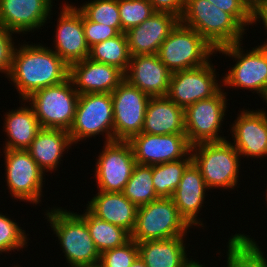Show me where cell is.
I'll return each mask as SVG.
<instances>
[{"instance_id": "1", "label": "cell", "mask_w": 267, "mask_h": 267, "mask_svg": "<svg viewBox=\"0 0 267 267\" xmlns=\"http://www.w3.org/2000/svg\"><path fill=\"white\" fill-rule=\"evenodd\" d=\"M24 41L16 45L12 68L6 77L19 93L20 100L69 78V66L50 46Z\"/></svg>"}, {"instance_id": "2", "label": "cell", "mask_w": 267, "mask_h": 267, "mask_svg": "<svg viewBox=\"0 0 267 267\" xmlns=\"http://www.w3.org/2000/svg\"><path fill=\"white\" fill-rule=\"evenodd\" d=\"M44 216L62 248L68 267L98 266L100 253L90 235L85 221L77 214L62 207H50Z\"/></svg>"}, {"instance_id": "3", "label": "cell", "mask_w": 267, "mask_h": 267, "mask_svg": "<svg viewBox=\"0 0 267 267\" xmlns=\"http://www.w3.org/2000/svg\"><path fill=\"white\" fill-rule=\"evenodd\" d=\"M180 22L197 31L215 50L244 40L246 29L208 0H185Z\"/></svg>"}, {"instance_id": "4", "label": "cell", "mask_w": 267, "mask_h": 267, "mask_svg": "<svg viewBox=\"0 0 267 267\" xmlns=\"http://www.w3.org/2000/svg\"><path fill=\"white\" fill-rule=\"evenodd\" d=\"M191 155L210 191L239 188L242 157L230 141L194 144Z\"/></svg>"}, {"instance_id": "5", "label": "cell", "mask_w": 267, "mask_h": 267, "mask_svg": "<svg viewBox=\"0 0 267 267\" xmlns=\"http://www.w3.org/2000/svg\"><path fill=\"white\" fill-rule=\"evenodd\" d=\"M242 43L243 41L216 50V54L219 52L236 62L219 81L224 85L223 88L256 92L263 103L267 104V50L258 45L245 52Z\"/></svg>"}, {"instance_id": "6", "label": "cell", "mask_w": 267, "mask_h": 267, "mask_svg": "<svg viewBox=\"0 0 267 267\" xmlns=\"http://www.w3.org/2000/svg\"><path fill=\"white\" fill-rule=\"evenodd\" d=\"M191 227L181 217L171 197L138 207L131 239L136 243L188 236Z\"/></svg>"}, {"instance_id": "7", "label": "cell", "mask_w": 267, "mask_h": 267, "mask_svg": "<svg viewBox=\"0 0 267 267\" xmlns=\"http://www.w3.org/2000/svg\"><path fill=\"white\" fill-rule=\"evenodd\" d=\"M79 93L70 78L34 92L25 101L33 108L41 128L69 132L75 118Z\"/></svg>"}, {"instance_id": "8", "label": "cell", "mask_w": 267, "mask_h": 267, "mask_svg": "<svg viewBox=\"0 0 267 267\" xmlns=\"http://www.w3.org/2000/svg\"><path fill=\"white\" fill-rule=\"evenodd\" d=\"M113 121L111 93L79 94L74 122L68 132L73 146L97 135L104 136V142L114 141Z\"/></svg>"}, {"instance_id": "9", "label": "cell", "mask_w": 267, "mask_h": 267, "mask_svg": "<svg viewBox=\"0 0 267 267\" xmlns=\"http://www.w3.org/2000/svg\"><path fill=\"white\" fill-rule=\"evenodd\" d=\"M216 50L195 30L179 22L160 46V61L173 73L203 66Z\"/></svg>"}, {"instance_id": "10", "label": "cell", "mask_w": 267, "mask_h": 267, "mask_svg": "<svg viewBox=\"0 0 267 267\" xmlns=\"http://www.w3.org/2000/svg\"><path fill=\"white\" fill-rule=\"evenodd\" d=\"M3 153L5 184L12 199L28 202L33 206L41 204L47 174L27 150L7 149L3 150Z\"/></svg>"}, {"instance_id": "11", "label": "cell", "mask_w": 267, "mask_h": 267, "mask_svg": "<svg viewBox=\"0 0 267 267\" xmlns=\"http://www.w3.org/2000/svg\"><path fill=\"white\" fill-rule=\"evenodd\" d=\"M224 91L223 88L211 98L197 101L184 109L185 134L191 145L227 140V136L221 135L228 109V95Z\"/></svg>"}, {"instance_id": "12", "label": "cell", "mask_w": 267, "mask_h": 267, "mask_svg": "<svg viewBox=\"0 0 267 267\" xmlns=\"http://www.w3.org/2000/svg\"><path fill=\"white\" fill-rule=\"evenodd\" d=\"M103 143L94 168L96 188L104 192H123L137 164L132 147L128 141L123 140Z\"/></svg>"}, {"instance_id": "13", "label": "cell", "mask_w": 267, "mask_h": 267, "mask_svg": "<svg viewBox=\"0 0 267 267\" xmlns=\"http://www.w3.org/2000/svg\"><path fill=\"white\" fill-rule=\"evenodd\" d=\"M211 63L212 61L196 68L173 72L166 96L185 109L197 101L216 95L223 84L216 78L220 74Z\"/></svg>"}, {"instance_id": "14", "label": "cell", "mask_w": 267, "mask_h": 267, "mask_svg": "<svg viewBox=\"0 0 267 267\" xmlns=\"http://www.w3.org/2000/svg\"><path fill=\"white\" fill-rule=\"evenodd\" d=\"M114 141H128L141 133L150 96L124 80L111 93Z\"/></svg>"}, {"instance_id": "15", "label": "cell", "mask_w": 267, "mask_h": 267, "mask_svg": "<svg viewBox=\"0 0 267 267\" xmlns=\"http://www.w3.org/2000/svg\"><path fill=\"white\" fill-rule=\"evenodd\" d=\"M65 2L67 3H61L62 5L59 7L61 10L58 12L57 26L54 30L55 36H53L54 45L51 49L70 66L88 58L90 48L85 40L83 13L75 3Z\"/></svg>"}, {"instance_id": "16", "label": "cell", "mask_w": 267, "mask_h": 267, "mask_svg": "<svg viewBox=\"0 0 267 267\" xmlns=\"http://www.w3.org/2000/svg\"><path fill=\"white\" fill-rule=\"evenodd\" d=\"M128 142L136 163L149 166L186 158L192 147L186 134L153 135L141 132Z\"/></svg>"}, {"instance_id": "17", "label": "cell", "mask_w": 267, "mask_h": 267, "mask_svg": "<svg viewBox=\"0 0 267 267\" xmlns=\"http://www.w3.org/2000/svg\"><path fill=\"white\" fill-rule=\"evenodd\" d=\"M237 116L229 124L233 138L230 143L243 158L259 160L267 157V110L242 108Z\"/></svg>"}, {"instance_id": "18", "label": "cell", "mask_w": 267, "mask_h": 267, "mask_svg": "<svg viewBox=\"0 0 267 267\" xmlns=\"http://www.w3.org/2000/svg\"><path fill=\"white\" fill-rule=\"evenodd\" d=\"M53 3V0H0V24L22 36L39 32L52 19Z\"/></svg>"}, {"instance_id": "19", "label": "cell", "mask_w": 267, "mask_h": 267, "mask_svg": "<svg viewBox=\"0 0 267 267\" xmlns=\"http://www.w3.org/2000/svg\"><path fill=\"white\" fill-rule=\"evenodd\" d=\"M179 22L180 18L172 13L155 11L125 32L130 55L158 54L161 44Z\"/></svg>"}, {"instance_id": "20", "label": "cell", "mask_w": 267, "mask_h": 267, "mask_svg": "<svg viewBox=\"0 0 267 267\" xmlns=\"http://www.w3.org/2000/svg\"><path fill=\"white\" fill-rule=\"evenodd\" d=\"M69 78L79 94L112 93L125 80L119 68L90 58L71 64Z\"/></svg>"}, {"instance_id": "21", "label": "cell", "mask_w": 267, "mask_h": 267, "mask_svg": "<svg viewBox=\"0 0 267 267\" xmlns=\"http://www.w3.org/2000/svg\"><path fill=\"white\" fill-rule=\"evenodd\" d=\"M210 190L205 184L200 170L192 161L185 169L178 187L172 195L174 204L179 214L191 228L197 227L204 230V220L198 215L204 208V200ZM202 220V221H201ZM201 226V227H200Z\"/></svg>"}, {"instance_id": "22", "label": "cell", "mask_w": 267, "mask_h": 267, "mask_svg": "<svg viewBox=\"0 0 267 267\" xmlns=\"http://www.w3.org/2000/svg\"><path fill=\"white\" fill-rule=\"evenodd\" d=\"M172 72L160 61L158 54L131 56L125 80L150 97L166 96Z\"/></svg>"}, {"instance_id": "23", "label": "cell", "mask_w": 267, "mask_h": 267, "mask_svg": "<svg viewBox=\"0 0 267 267\" xmlns=\"http://www.w3.org/2000/svg\"><path fill=\"white\" fill-rule=\"evenodd\" d=\"M186 240V236H178L172 239L139 242V257L147 267H195L199 261L187 257Z\"/></svg>"}, {"instance_id": "24", "label": "cell", "mask_w": 267, "mask_h": 267, "mask_svg": "<svg viewBox=\"0 0 267 267\" xmlns=\"http://www.w3.org/2000/svg\"><path fill=\"white\" fill-rule=\"evenodd\" d=\"M93 196L86 208L97 218L121 227L131 235L136 225L138 207L122 192L98 191Z\"/></svg>"}, {"instance_id": "25", "label": "cell", "mask_w": 267, "mask_h": 267, "mask_svg": "<svg viewBox=\"0 0 267 267\" xmlns=\"http://www.w3.org/2000/svg\"><path fill=\"white\" fill-rule=\"evenodd\" d=\"M141 132L153 135L185 134L184 108L167 96L151 97Z\"/></svg>"}, {"instance_id": "26", "label": "cell", "mask_w": 267, "mask_h": 267, "mask_svg": "<svg viewBox=\"0 0 267 267\" xmlns=\"http://www.w3.org/2000/svg\"><path fill=\"white\" fill-rule=\"evenodd\" d=\"M72 146L68 131L42 128L26 150L44 173H53Z\"/></svg>"}, {"instance_id": "27", "label": "cell", "mask_w": 267, "mask_h": 267, "mask_svg": "<svg viewBox=\"0 0 267 267\" xmlns=\"http://www.w3.org/2000/svg\"><path fill=\"white\" fill-rule=\"evenodd\" d=\"M20 102L23 107L8 110L9 112L7 111L3 115V131L7 138L2 150H26L42 129L33 108L25 100Z\"/></svg>"}, {"instance_id": "28", "label": "cell", "mask_w": 267, "mask_h": 267, "mask_svg": "<svg viewBox=\"0 0 267 267\" xmlns=\"http://www.w3.org/2000/svg\"><path fill=\"white\" fill-rule=\"evenodd\" d=\"M250 236L236 232L228 238L226 267H267V257L259 242Z\"/></svg>"}, {"instance_id": "29", "label": "cell", "mask_w": 267, "mask_h": 267, "mask_svg": "<svg viewBox=\"0 0 267 267\" xmlns=\"http://www.w3.org/2000/svg\"><path fill=\"white\" fill-rule=\"evenodd\" d=\"M86 223L92 240L101 254L102 252L123 246L131 239V235L123 228L94 216L87 208L77 213Z\"/></svg>"}, {"instance_id": "30", "label": "cell", "mask_w": 267, "mask_h": 267, "mask_svg": "<svg viewBox=\"0 0 267 267\" xmlns=\"http://www.w3.org/2000/svg\"><path fill=\"white\" fill-rule=\"evenodd\" d=\"M92 61L115 66L124 73L127 71L131 55L125 33L95 44L90 48Z\"/></svg>"}, {"instance_id": "31", "label": "cell", "mask_w": 267, "mask_h": 267, "mask_svg": "<svg viewBox=\"0 0 267 267\" xmlns=\"http://www.w3.org/2000/svg\"><path fill=\"white\" fill-rule=\"evenodd\" d=\"M152 166L136 164L123 195L137 207L160 198L154 189Z\"/></svg>"}, {"instance_id": "32", "label": "cell", "mask_w": 267, "mask_h": 267, "mask_svg": "<svg viewBox=\"0 0 267 267\" xmlns=\"http://www.w3.org/2000/svg\"><path fill=\"white\" fill-rule=\"evenodd\" d=\"M192 162L191 153L183 159L152 165L153 184L160 198L172 197L186 167Z\"/></svg>"}, {"instance_id": "33", "label": "cell", "mask_w": 267, "mask_h": 267, "mask_svg": "<svg viewBox=\"0 0 267 267\" xmlns=\"http://www.w3.org/2000/svg\"><path fill=\"white\" fill-rule=\"evenodd\" d=\"M90 21L114 27L122 33L118 0H88L77 7Z\"/></svg>"}, {"instance_id": "34", "label": "cell", "mask_w": 267, "mask_h": 267, "mask_svg": "<svg viewBox=\"0 0 267 267\" xmlns=\"http://www.w3.org/2000/svg\"><path fill=\"white\" fill-rule=\"evenodd\" d=\"M6 215L0 212V255L12 252V250L14 252L22 250L23 252V249L28 247L29 234H26L16 220Z\"/></svg>"}, {"instance_id": "35", "label": "cell", "mask_w": 267, "mask_h": 267, "mask_svg": "<svg viewBox=\"0 0 267 267\" xmlns=\"http://www.w3.org/2000/svg\"><path fill=\"white\" fill-rule=\"evenodd\" d=\"M118 8L122 33L140 25L155 12L149 0H118Z\"/></svg>"}, {"instance_id": "36", "label": "cell", "mask_w": 267, "mask_h": 267, "mask_svg": "<svg viewBox=\"0 0 267 267\" xmlns=\"http://www.w3.org/2000/svg\"><path fill=\"white\" fill-rule=\"evenodd\" d=\"M139 257L137 243L130 239L123 246L109 249L100 254V267H130Z\"/></svg>"}, {"instance_id": "37", "label": "cell", "mask_w": 267, "mask_h": 267, "mask_svg": "<svg viewBox=\"0 0 267 267\" xmlns=\"http://www.w3.org/2000/svg\"><path fill=\"white\" fill-rule=\"evenodd\" d=\"M222 11L231 14L246 30L253 27V5L248 0H208Z\"/></svg>"}, {"instance_id": "38", "label": "cell", "mask_w": 267, "mask_h": 267, "mask_svg": "<svg viewBox=\"0 0 267 267\" xmlns=\"http://www.w3.org/2000/svg\"><path fill=\"white\" fill-rule=\"evenodd\" d=\"M83 29L85 40L89 48L97 43L105 41L109 38H113L119 34V32L114 27L108 25L105 26V24L90 21L84 14Z\"/></svg>"}, {"instance_id": "39", "label": "cell", "mask_w": 267, "mask_h": 267, "mask_svg": "<svg viewBox=\"0 0 267 267\" xmlns=\"http://www.w3.org/2000/svg\"><path fill=\"white\" fill-rule=\"evenodd\" d=\"M12 31L0 24V73L9 75L12 68L13 55L16 49Z\"/></svg>"}, {"instance_id": "40", "label": "cell", "mask_w": 267, "mask_h": 267, "mask_svg": "<svg viewBox=\"0 0 267 267\" xmlns=\"http://www.w3.org/2000/svg\"><path fill=\"white\" fill-rule=\"evenodd\" d=\"M153 9L158 12H168L181 18L185 8V0H149Z\"/></svg>"}, {"instance_id": "41", "label": "cell", "mask_w": 267, "mask_h": 267, "mask_svg": "<svg viewBox=\"0 0 267 267\" xmlns=\"http://www.w3.org/2000/svg\"><path fill=\"white\" fill-rule=\"evenodd\" d=\"M262 21V23H261ZM257 23H261L265 27V32L267 35V6H253V25H258ZM262 44L260 42V46L267 50V39Z\"/></svg>"}, {"instance_id": "42", "label": "cell", "mask_w": 267, "mask_h": 267, "mask_svg": "<svg viewBox=\"0 0 267 267\" xmlns=\"http://www.w3.org/2000/svg\"><path fill=\"white\" fill-rule=\"evenodd\" d=\"M130 267H147L146 264L141 260L140 257H138Z\"/></svg>"}, {"instance_id": "43", "label": "cell", "mask_w": 267, "mask_h": 267, "mask_svg": "<svg viewBox=\"0 0 267 267\" xmlns=\"http://www.w3.org/2000/svg\"><path fill=\"white\" fill-rule=\"evenodd\" d=\"M254 6H267V0H257Z\"/></svg>"}, {"instance_id": "44", "label": "cell", "mask_w": 267, "mask_h": 267, "mask_svg": "<svg viewBox=\"0 0 267 267\" xmlns=\"http://www.w3.org/2000/svg\"><path fill=\"white\" fill-rule=\"evenodd\" d=\"M195 267H206V265L201 264V262H199Z\"/></svg>"}, {"instance_id": "45", "label": "cell", "mask_w": 267, "mask_h": 267, "mask_svg": "<svg viewBox=\"0 0 267 267\" xmlns=\"http://www.w3.org/2000/svg\"><path fill=\"white\" fill-rule=\"evenodd\" d=\"M248 1L254 6L257 0H248Z\"/></svg>"}, {"instance_id": "46", "label": "cell", "mask_w": 267, "mask_h": 267, "mask_svg": "<svg viewBox=\"0 0 267 267\" xmlns=\"http://www.w3.org/2000/svg\"><path fill=\"white\" fill-rule=\"evenodd\" d=\"M265 191H266V192H265L266 194H265V198H264V199H265V201H266L265 203L267 204V189H266ZM266 207H267V206H266Z\"/></svg>"}, {"instance_id": "47", "label": "cell", "mask_w": 267, "mask_h": 267, "mask_svg": "<svg viewBox=\"0 0 267 267\" xmlns=\"http://www.w3.org/2000/svg\"><path fill=\"white\" fill-rule=\"evenodd\" d=\"M11 267H21V266H19V265L17 264V265H14V266L12 265Z\"/></svg>"}]
</instances>
